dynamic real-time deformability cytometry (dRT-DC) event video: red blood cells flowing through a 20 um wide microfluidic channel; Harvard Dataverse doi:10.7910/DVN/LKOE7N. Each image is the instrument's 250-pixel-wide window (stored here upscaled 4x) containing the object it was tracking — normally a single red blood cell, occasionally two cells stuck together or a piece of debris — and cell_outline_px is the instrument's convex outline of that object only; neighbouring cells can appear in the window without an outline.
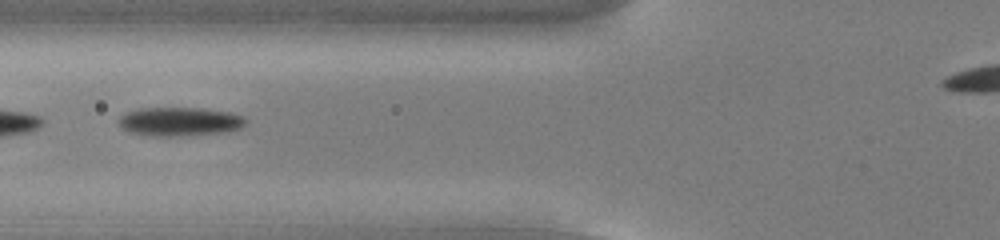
{"species": "common noctule bat (a hibernating species)", "species_latin": "Nyctalus noctula", "temperature_condition": "cold", "stored_images_in_passage": 50, "camera_frame_rate_fps": 3000, "um_per_image_px": 0.085, "animal": {"sex": "male", "body_mass_g": 13.0, "forearm_length_mm": 53.1}, "frame": {"image": 1, "passage_image": 22, "time_ms": 7.0, "image_size_px": [1000, 240], "cell_outline_px": [[248, 120], [240, 128], [224, 132], [180, 136], [152, 136], [128, 132], [120, 124], [120, 116], [124, 112], [140, 108], [200, 108], [228, 112], [244, 116]], "centroid_in_image_um": [15.27, 10.33], "position_along_channel_um": 110.5, "area_um2": 21.27}}
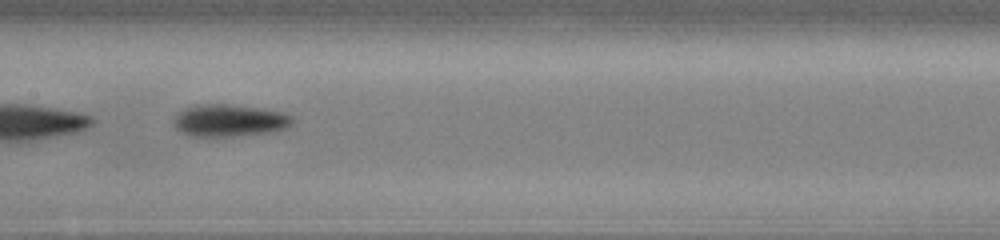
{"frame": {"image": 2, "passage_image": 28, "time_ms": 9.0, "image_size_px": [1000, 240], "cell_outline_px": [[292, 124], [288, 128], [272, 132], [232, 136], [192, 136], [176, 128], [176, 116], [180, 112], [196, 104], [228, 104], [260, 108], [280, 112], [292, 116]], "centroid_in_image_um": [19.56, 10.24], "position_along_channel_um": 187.8, "area_um2": 21.85}}
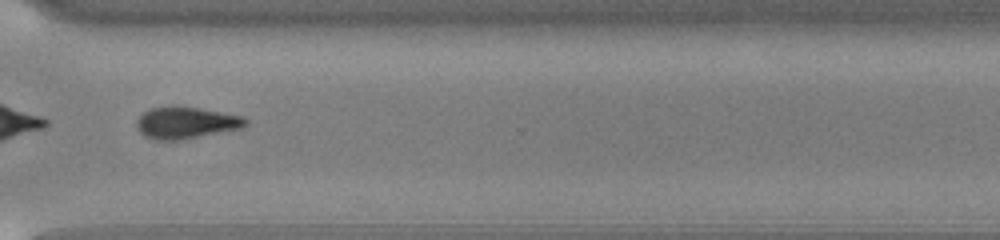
{"frame": {"image": 3, "passage_image": 41, "time_ms": 13.333, "image_size_px": [1000, 240], "cell_outline_px": [[248, 124], [240, 128], [180, 140], [156, 140], [144, 136], [140, 132], [136, 124], [136, 120], [148, 108], [200, 108], [240, 116], [248, 120]], "centroid_in_image_um": [15.78, 10.46], "position_along_channel_um": 354.8, "area_um2": 19.54}}